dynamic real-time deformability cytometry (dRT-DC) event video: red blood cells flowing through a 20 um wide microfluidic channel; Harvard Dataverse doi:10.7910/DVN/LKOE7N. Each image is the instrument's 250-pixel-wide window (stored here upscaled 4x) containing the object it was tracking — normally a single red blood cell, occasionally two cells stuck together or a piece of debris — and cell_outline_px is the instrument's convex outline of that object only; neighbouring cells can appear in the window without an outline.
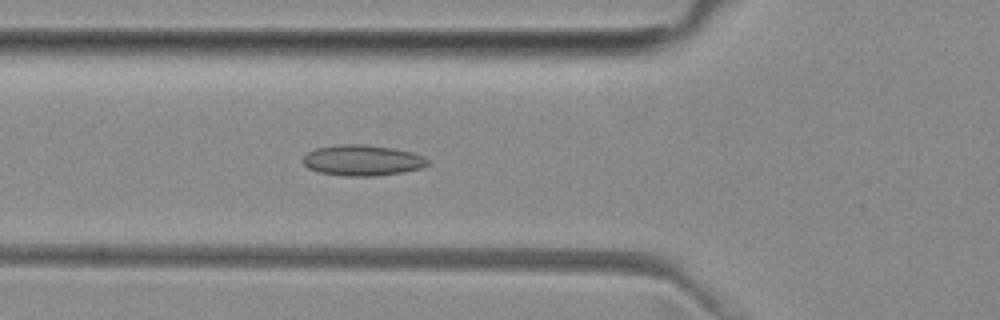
{"species": "common noctule bat (a hibernating species)", "species_latin": "Nyctalus noctula", "temperature_condition": "room temperature", "stored_images_in_passage": 50, "camera_frame_rate_fps": 3000, "um_per_image_px": 0.085, "animal": {"sex": "female", "body_mass_g": 29.2, "forearm_length_mm": 56.3}, "frame": {"image": 1, "passage_image": 17, "time_ms": 5.333, "image_size_px": [1000, 320], "cell_outline_px": [[432, 160], [428, 164], [420, 168], [404, 172], [376, 176], [344, 176], [320, 172], [308, 168], [304, 164], [304, 156], [308, 152], [316, 148], [340, 144], [364, 144], [392, 148], [412, 152], [424, 156]], "centroid_in_image_um": [30.84, 13.63], "position_along_channel_um": 95.0, "area_um2": 22.43}}
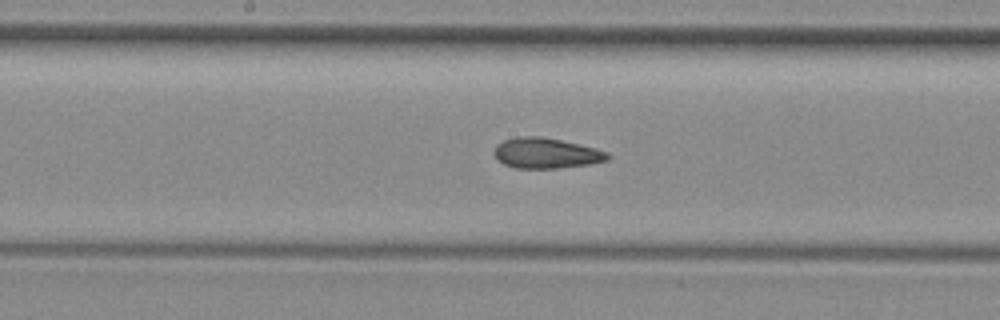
{"frame": {"image": 2, "passage_image": 25, "time_ms": 8.0, "image_size_px": [1000, 320], "cell_outline_px": [[612, 156], [608, 160], [588, 164], [560, 168], [516, 168], [504, 164], [496, 160], [492, 152], [496, 144], [504, 140], [516, 136], [544, 136], [580, 144], [596, 148], [608, 152]], "centroid_in_image_um": [46.4, 13.01], "position_along_channel_um": 201.8, "area_um2": 20.52}}
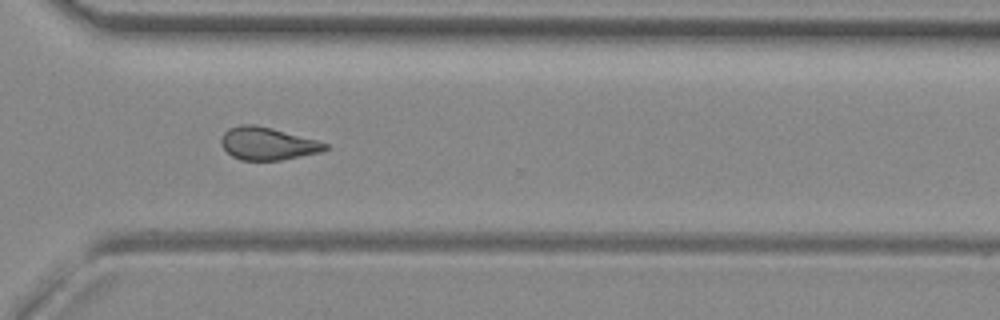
{"frame": {"image": 3, "passage_image": 36, "time_ms": 11.667, "image_size_px": [1000, 320], "cell_outline_px": [[328, 148], [320, 152], [280, 160], [240, 160], [232, 156], [220, 144], [220, 136], [228, 128], [240, 124], [256, 124], [272, 128], [316, 140], [328, 144]], "centroid_in_image_um": [22.69, 12.19], "position_along_channel_um": 347.9, "area_um2": 19.77}, "authors_computed_cell_mechanics": {"area_um2": 20.4901, "velocity_mm_per_s": 3.9865, "shape_relaxation_time_tau1_ms": null, "shape_relaxation_time_tau2_ms": 4.3578, "deformation_change_tau1": null, "deformation_change_tau2": 0.1237}}